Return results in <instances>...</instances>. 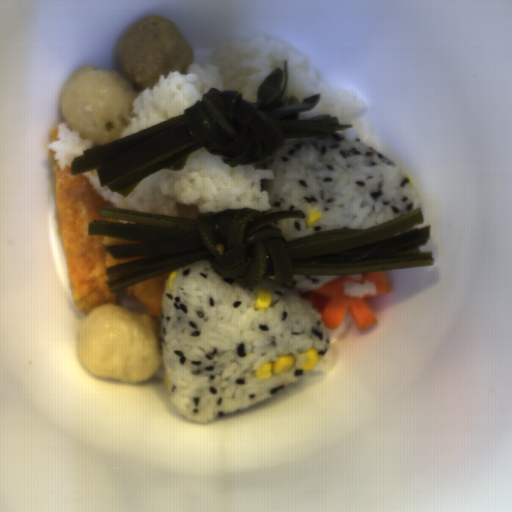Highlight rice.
Instances as JSON below:
<instances>
[{
	"label": "rice",
	"mask_w": 512,
	"mask_h": 512,
	"mask_svg": "<svg viewBox=\"0 0 512 512\" xmlns=\"http://www.w3.org/2000/svg\"><path fill=\"white\" fill-rule=\"evenodd\" d=\"M287 60L288 84L283 96H296L299 103L305 97L321 93L319 102L307 112H299L298 120L317 115L337 117L339 123L353 128L337 130L341 136L358 140L377 151L376 141L367 136L358 116L367 105L358 98L355 89L333 90L322 73L312 66L306 56L284 43L267 36L228 38L218 44L207 63H191L186 75L168 72L154 84L145 87L134 98L131 121L122 130L120 139L157 123L184 114L210 88L238 90L242 99L257 103L258 89L277 68L283 72ZM282 96V97H283Z\"/></svg>",
	"instance_id": "obj_3"
},
{
	"label": "rice",
	"mask_w": 512,
	"mask_h": 512,
	"mask_svg": "<svg viewBox=\"0 0 512 512\" xmlns=\"http://www.w3.org/2000/svg\"><path fill=\"white\" fill-rule=\"evenodd\" d=\"M95 145H91L90 141L84 140L75 131H69L66 121H62L57 126V139L49 143V149H53V160L56 161L57 167L62 171L67 166L72 167V160L75 157L83 155V151Z\"/></svg>",
	"instance_id": "obj_5"
},
{
	"label": "rice",
	"mask_w": 512,
	"mask_h": 512,
	"mask_svg": "<svg viewBox=\"0 0 512 512\" xmlns=\"http://www.w3.org/2000/svg\"><path fill=\"white\" fill-rule=\"evenodd\" d=\"M174 271L161 298L159 339L170 398L186 420L210 422L262 402L312 370H303L306 351H317V364L328 351L329 330L309 301L263 278L243 289L207 259ZM262 288L272 291L271 305L254 310ZM291 354L290 370L254 377L265 362Z\"/></svg>",
	"instance_id": "obj_1"
},
{
	"label": "rice",
	"mask_w": 512,
	"mask_h": 512,
	"mask_svg": "<svg viewBox=\"0 0 512 512\" xmlns=\"http://www.w3.org/2000/svg\"><path fill=\"white\" fill-rule=\"evenodd\" d=\"M271 179L259 180L269 192L268 210L321 212L305 227V218L273 222L287 242L300 236L343 227L368 229L420 208L409 178L399 165L359 140L337 132L285 138L273 156L263 160Z\"/></svg>",
	"instance_id": "obj_2"
},
{
	"label": "rice",
	"mask_w": 512,
	"mask_h": 512,
	"mask_svg": "<svg viewBox=\"0 0 512 512\" xmlns=\"http://www.w3.org/2000/svg\"><path fill=\"white\" fill-rule=\"evenodd\" d=\"M342 276V275H341ZM341 276H292L293 281L287 282L296 290L311 291L317 287H321L329 281L338 279Z\"/></svg>",
	"instance_id": "obj_7"
},
{
	"label": "rice",
	"mask_w": 512,
	"mask_h": 512,
	"mask_svg": "<svg viewBox=\"0 0 512 512\" xmlns=\"http://www.w3.org/2000/svg\"><path fill=\"white\" fill-rule=\"evenodd\" d=\"M364 274H349L343 284L342 292L346 297L367 298L376 293L374 281H365Z\"/></svg>",
	"instance_id": "obj_6"
},
{
	"label": "rice",
	"mask_w": 512,
	"mask_h": 512,
	"mask_svg": "<svg viewBox=\"0 0 512 512\" xmlns=\"http://www.w3.org/2000/svg\"><path fill=\"white\" fill-rule=\"evenodd\" d=\"M222 155H211L204 147L189 153L183 170L162 169L145 179L125 198L101 187L97 170L81 173L92 189L113 209L176 216V204L196 206L199 213L225 208L249 207L269 210L270 192L260 187V180L273 178L264 160L255 165L235 168L223 163Z\"/></svg>",
	"instance_id": "obj_4"
}]
</instances>
